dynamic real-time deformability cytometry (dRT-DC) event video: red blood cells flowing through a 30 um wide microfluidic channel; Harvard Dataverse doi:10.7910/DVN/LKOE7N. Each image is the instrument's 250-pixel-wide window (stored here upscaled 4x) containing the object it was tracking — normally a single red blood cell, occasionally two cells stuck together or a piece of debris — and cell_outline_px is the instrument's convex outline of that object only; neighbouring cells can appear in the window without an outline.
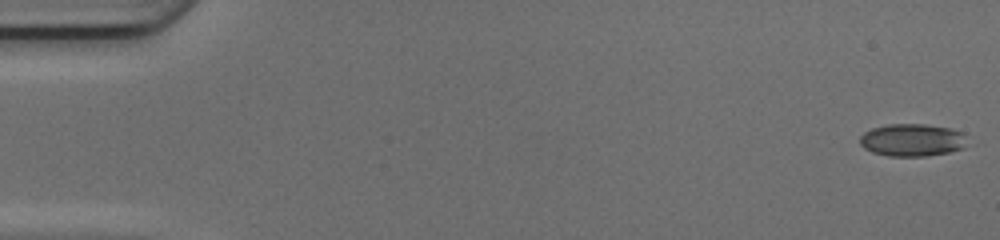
{"species": "common noctule bat (a hibernating species)", "species_latin": "Nyctalus noctula", "temperature_condition": "cold", "stored_images_in_passage": 50, "camera_frame_rate_fps": 3000, "um_per_image_px": 0.085, "animal": {"sex": "female", "body_mass_g": 17.0, "forearm_length_mm": 48.0}, "frame": {"image": 1, "passage_image": 1, "time_ms": 0.0, "image_size_px": [1000, 240], "cell_outline_px": [[976, 144], [964, 148], [948, 152], [928, 156], [888, 156], [872, 152], [864, 148], [860, 144], [860, 136], [864, 132], [872, 128], [888, 124], [924, 124], [952, 128], [964, 132]], "centroid_in_image_um": [77.67, 11.9], "position_along_channel_um": 7.3, "area_um2": 21.1}}
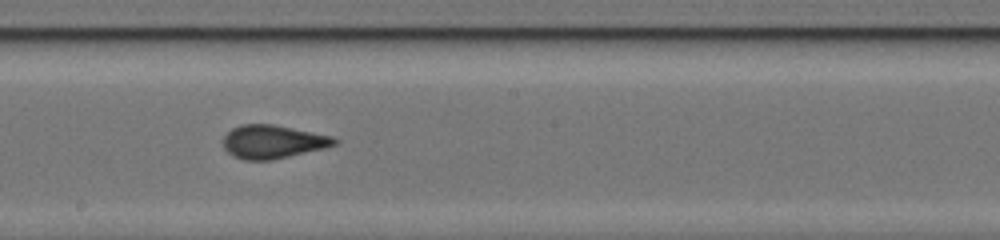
{"frame": {"image": 2, "passage_image": 28, "time_ms": 9.0, "image_size_px": [1000, 240], "cell_outline_px": [[340, 140], [336, 144], [324, 148], [272, 160], [244, 160], [232, 156], [224, 148], [224, 136], [232, 128], [240, 124], [272, 124], [332, 136]], "centroid_in_image_um": [23.18, 12.05], "position_along_channel_um": 225.0, "area_um2": 21.56}}
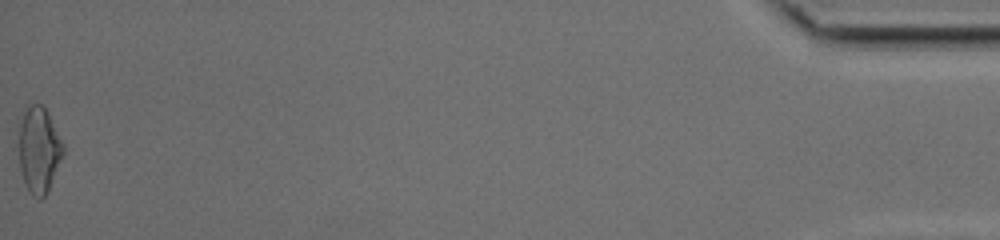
{"frame": {"image": 3, "passage_image": 50, "time_ms": 16.333, "image_size_px": [1000, 240], "cell_outline_px": [[64, 152], [48, 192], [40, 200], [32, 196], [28, 192], [24, 184], [20, 172], [20, 124], [24, 112], [28, 104], [40, 104], [48, 112], [64, 144]], "centroid_in_image_um": [3.32, 12.78], "position_along_channel_um": 431.9, "area_um2": 22.25}, "authors_computed_cell_mechanics": {"area_um2": 21.386, "velocity_mm_per_s": 4.2078, "shape_relaxation_time_tau1_ms": null, "shape_relaxation_time_tau2_ms": 0.7577, "deformation_change_tau1": null, "deformation_change_tau2": 0.0486}}